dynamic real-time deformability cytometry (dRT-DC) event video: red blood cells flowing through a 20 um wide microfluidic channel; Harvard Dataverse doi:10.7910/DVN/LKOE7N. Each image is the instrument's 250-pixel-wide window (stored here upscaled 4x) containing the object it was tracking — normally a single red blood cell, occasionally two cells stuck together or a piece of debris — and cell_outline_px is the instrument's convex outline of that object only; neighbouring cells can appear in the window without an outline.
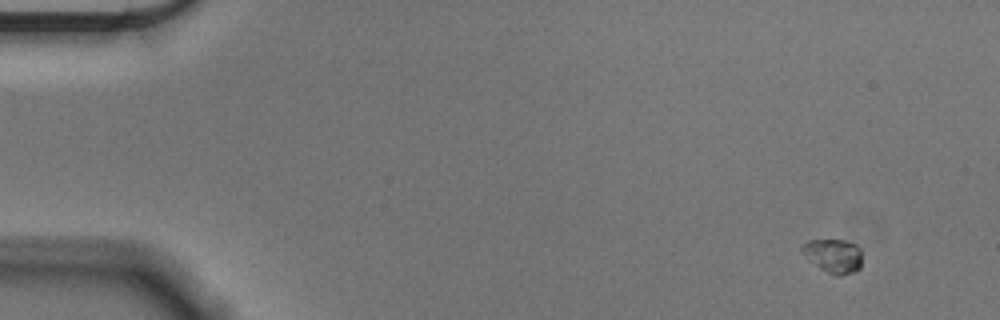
{"species": "Egyptian fruit bat (a non-hibernating species)", "species_latin": "Rousettus aegyptiacus", "temperature_condition": "cold", "stored_images_in_passage": 56, "camera_frame_rate_fps": 3000, "um_per_image_px": 0.085, "animal": {"sex": "male"}, "frame": {"image": 1, "passage_image": 3, "time_ms": 0.667, "image_size_px": [1000, 320], "cell_outline_px": [[860, 268], [856, 272], [840, 276], [836, 276], [820, 268], [800, 248], [808, 240], [844, 240], [856, 244], [860, 248]], "centroid_in_image_um": [70.9, 21.74], "position_along_channel_um": 14.1, "area_um2": 11.56}}
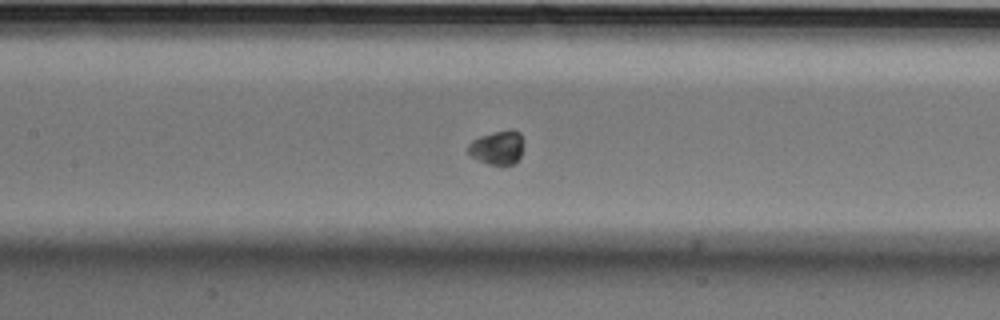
{"frame": {"image": 2, "passage_image": 26, "time_ms": 8.333, "image_size_px": [1000, 320], "cell_outline_px": [[524, 148], [520, 156], [512, 164], [488, 164], [472, 156], [468, 152], [468, 144], [472, 140], [480, 136], [492, 132], [512, 128], [520, 132]], "centroid_in_image_um": [42.3, 12.5], "position_along_channel_um": 165.1, "area_um2": 10.98}}
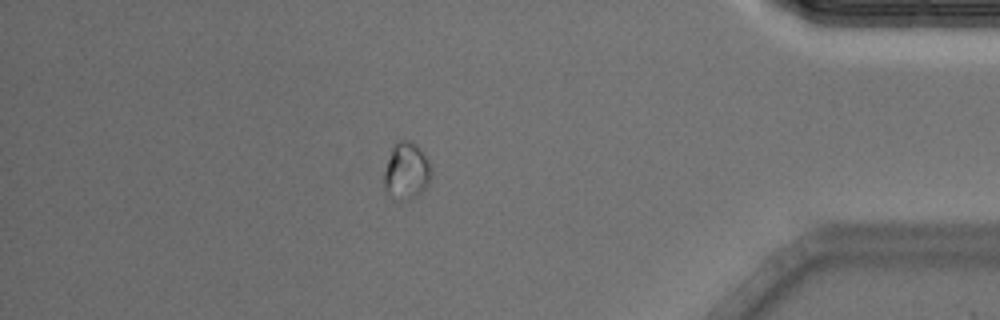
{"frame": {"image": 3, "passage_image": 49, "time_ms": 16.0, "image_size_px": [1000, 320], "cell_outline_px": [[432, 176], [428, 184], [416, 196], [408, 200], [392, 200], [384, 192], [384, 172], [392, 148], [396, 140], [408, 140], [416, 144], [428, 160], [432, 168]], "centroid_in_image_um": [34.53, 14.57], "position_along_channel_um": 400.7, "area_um2": 15.9}, "authors_computed_cell_mechanics": {"area_um2": 11.3288, "velocity_mm_per_s": 3.5284, "shape_relaxation_time_tau1_ms": 6.5703, "shape_relaxation_time_tau2_ms": null, "deformation_change_tau1": 0.0704, "deformation_change_tau2": null}}